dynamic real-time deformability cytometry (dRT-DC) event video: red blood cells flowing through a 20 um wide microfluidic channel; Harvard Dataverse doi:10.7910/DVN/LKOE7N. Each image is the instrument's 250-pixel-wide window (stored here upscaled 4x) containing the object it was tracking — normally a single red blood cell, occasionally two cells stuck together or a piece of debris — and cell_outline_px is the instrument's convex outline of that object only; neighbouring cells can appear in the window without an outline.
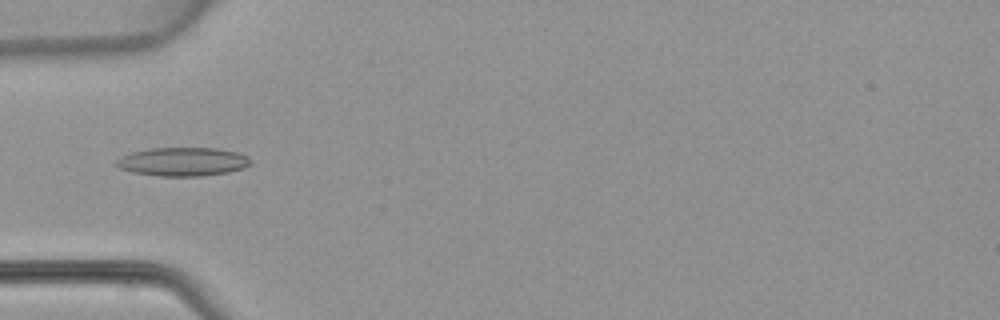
{"species": "common noctule bat (a hibernating species)", "species_latin": "Nyctalus noctula", "temperature_condition": "warm", "stored_images_in_passage": 47, "camera_frame_rate_fps": 3000, "um_per_image_px": 0.085, "animal": {"sex": "female", "body_mass_g": 22.7, "forearm_length_mm": 54.2}, "frame": {"image": 1, "passage_image": 15, "time_ms": 4.667, "image_size_px": [1000, 320], "cell_outline_px": [[252, 164], [244, 168], [228, 172], [200, 176], [160, 176], [132, 172], [120, 168], [112, 164], [120, 156], [132, 152], [148, 148], [216, 148], [236, 152], [248, 156], [252, 160]], "centroid_in_image_um": [15.52, 13.74], "position_along_channel_um": 69.5, "area_um2": 22.6}}
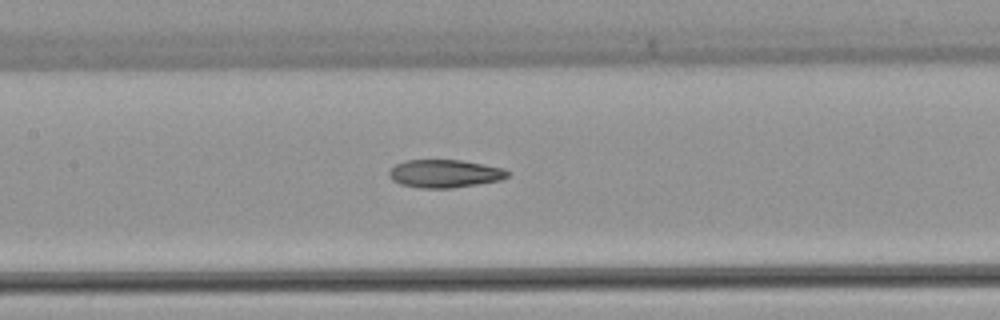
{"frame": {"image": 2, "passage_image": 22, "time_ms": 7.0, "image_size_px": [1000, 320], "cell_outline_px": [[508, 176], [500, 180], [452, 188], [420, 188], [400, 184], [392, 180], [388, 176], [388, 172], [396, 164], [404, 160], [460, 160], [484, 164], [504, 168], [508, 172]], "centroid_in_image_um": [37.77, 14.75], "position_along_channel_um": 169.6, "area_um2": 19.31}}
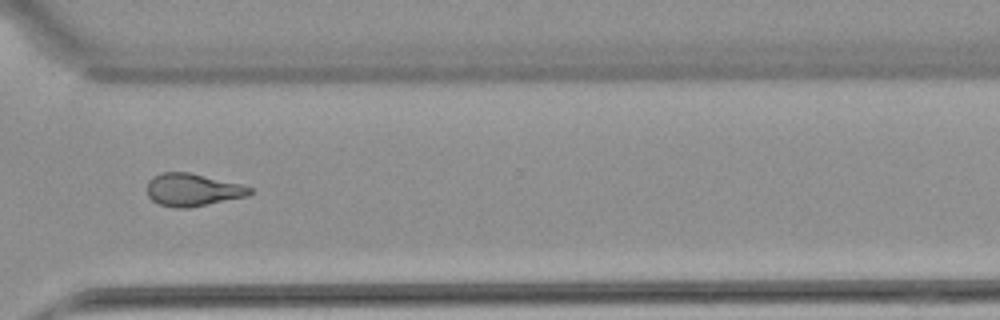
{"frame": {"image": 3, "passage_image": 35, "time_ms": 11.333, "image_size_px": [1000, 320], "cell_outline_px": [[252, 192], [248, 196], [188, 208], [176, 208], [160, 204], [152, 200], [148, 196], [148, 180], [152, 176], [160, 172], [188, 172], [240, 184], [252, 188]], "centroid_in_image_um": [16.35, 16.13], "position_along_channel_um": 354.2, "area_um2": 19.42}}